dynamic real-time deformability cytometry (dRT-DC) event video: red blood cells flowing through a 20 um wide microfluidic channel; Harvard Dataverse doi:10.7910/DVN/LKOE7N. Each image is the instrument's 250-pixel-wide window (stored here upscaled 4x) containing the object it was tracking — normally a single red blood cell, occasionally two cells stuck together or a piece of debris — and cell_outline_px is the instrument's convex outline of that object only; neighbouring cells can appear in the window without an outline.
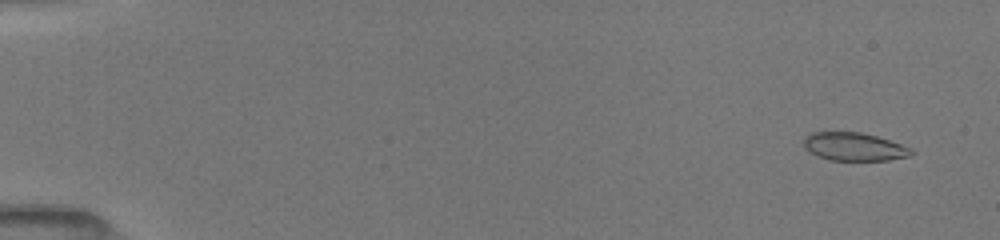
{"species": "common noctule bat (a hibernating species)", "species_latin": "Nyctalus noctula", "temperature_condition": "room temperature", "stored_images_in_passage": 22, "camera_frame_rate_fps": 3000, "um_per_image_px": 0.085, "animal": {"sex": "female", "body_mass_g": 19.5, "forearm_length_mm": 54.1}, "frame": {"image": 1, "passage_image": 2, "time_ms": 0.333, "image_size_px": [1000, 240], "cell_outline_px": [[916, 152], [912, 156], [888, 160], [828, 160], [816, 156], [804, 148], [804, 140], [812, 132], [860, 132], [876, 136], [912, 148]], "centroid_in_image_um": [72.63, 12.48], "position_along_channel_um": 12.4, "area_um2": 17.69}}
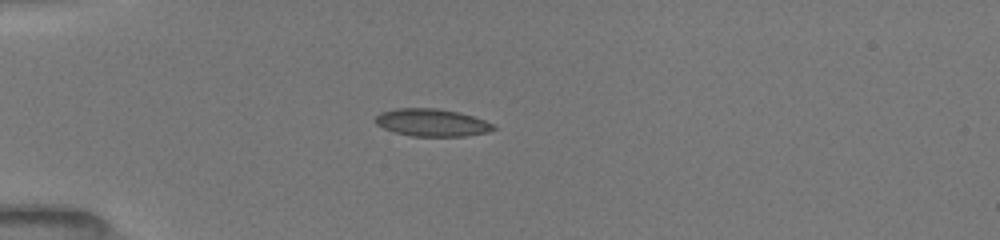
{"frame": {"image": 2, "passage_image": 17, "time_ms": 4.333, "image_size_px": [1000, 240], "cell_outline_px": [[496, 128], [488, 132], [464, 136], [412, 136], [396, 132], [384, 128], [376, 124], [372, 120], [380, 112], [396, 108], [436, 108], [460, 112], [484, 120], [492, 124]], "centroid_in_image_um": [36.67, 10.41], "position_along_channel_um": 48.3, "area_um2": 18.9}}